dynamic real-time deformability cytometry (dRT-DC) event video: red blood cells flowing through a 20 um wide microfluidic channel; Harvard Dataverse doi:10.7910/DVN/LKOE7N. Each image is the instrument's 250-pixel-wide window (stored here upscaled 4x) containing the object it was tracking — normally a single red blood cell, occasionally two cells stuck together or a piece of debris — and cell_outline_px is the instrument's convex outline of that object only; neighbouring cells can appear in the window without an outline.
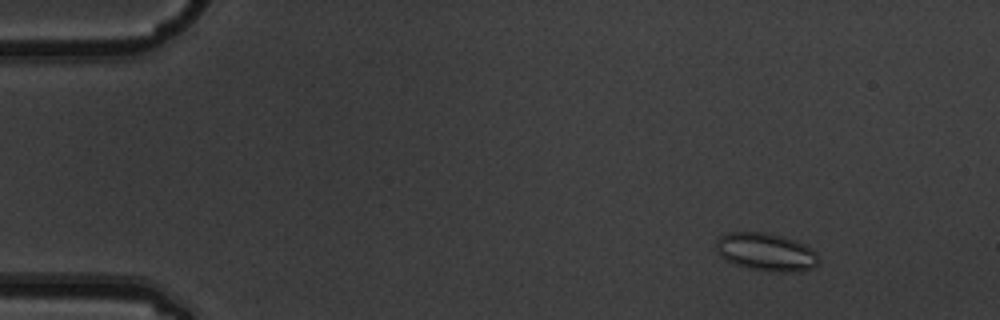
{"species": "common noctule bat (a hibernating species)", "species_latin": "Nyctalus noctula", "temperature_condition": "warm", "stored_images_in_passage": 4, "camera_frame_rate_fps": 3000, "um_per_image_px": 0.085, "animal": {"sex": "male", "body_mass_g": 19.5, "forearm_length_mm": 54.6}, "frame": {"image": 1, "passage_image": 1, "time_ms": 0.0, "image_size_px": [1000, 320], "cell_outline_px": [[820, 260], [812, 268], [800, 272], [772, 272], [748, 268], [724, 260], [716, 252], [716, 240], [720, 236], [728, 232], [764, 232], [784, 236], [804, 244], [812, 248], [816, 252]], "centroid_in_image_um": [65.11, 21.42], "position_along_channel_um": 19.9, "area_um2": 23.0}}